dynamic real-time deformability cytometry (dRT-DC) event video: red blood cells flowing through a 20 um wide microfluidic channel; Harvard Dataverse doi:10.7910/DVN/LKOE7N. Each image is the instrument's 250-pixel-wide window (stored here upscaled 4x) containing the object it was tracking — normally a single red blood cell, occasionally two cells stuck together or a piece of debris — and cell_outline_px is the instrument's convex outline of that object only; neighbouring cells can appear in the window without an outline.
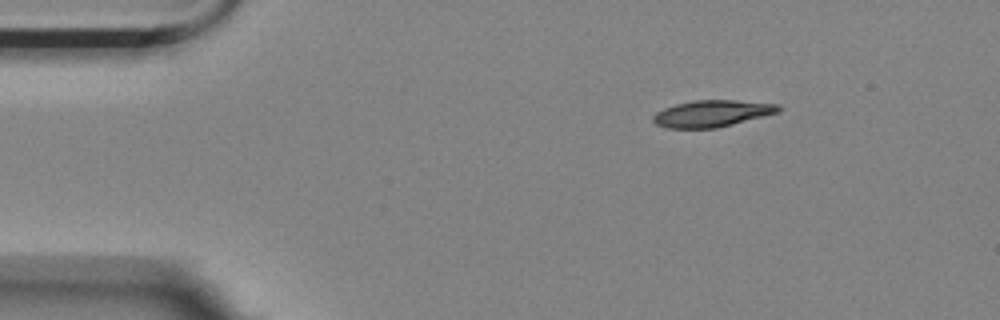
{"species": "Egyptian fruit bat (a non-hibernating species)", "species_latin": "Rousettus aegyptiacus", "temperature_condition": "room temperature", "stored_images_in_passage": 3, "camera_frame_rate_fps": 3000, "um_per_image_px": 0.085, "animal": {"sex": "female"}, "frame": {"image": 1, "passage_image": 1, "time_ms": 0.0, "image_size_px": [1000, 320], "cell_outline_px": [[784, 108], [780, 112], [716, 128], [668, 128], [656, 124], [652, 120], [652, 116], [656, 112], [664, 108], [676, 104], [692, 100], [736, 100], [780, 104]], "centroid_in_image_um": [60.55, 9.64], "position_along_channel_um": 24.4, "area_um2": 19.59}}